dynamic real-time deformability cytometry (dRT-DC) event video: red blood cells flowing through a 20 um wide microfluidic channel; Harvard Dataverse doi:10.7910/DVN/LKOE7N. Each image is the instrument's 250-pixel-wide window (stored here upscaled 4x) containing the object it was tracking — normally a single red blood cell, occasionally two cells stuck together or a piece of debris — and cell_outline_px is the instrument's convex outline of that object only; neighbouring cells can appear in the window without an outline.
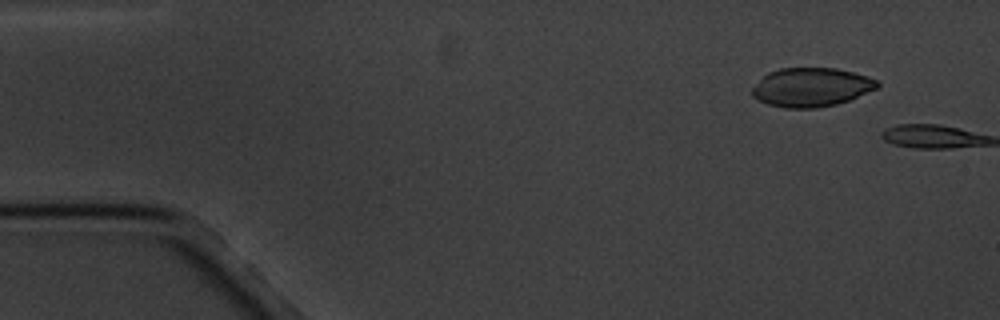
{"species": "common noctule bat (a hibernating species)", "species_latin": "Nyctalus noctula", "temperature_condition": "cold", "stored_images_in_passage": 2, "camera_frame_rate_fps": 3000, "um_per_image_px": 0.085, "animal": {"sex": "male", "body_mass_g": 20.1, "forearm_length_mm": 53.5}, "frame": {"image": 1, "passage_image": 1, "time_ms": 0.0, "image_size_px": [1000, 320], "cell_outline_px": [[880, 84], [876, 88], [848, 100], [836, 104], [816, 108], [784, 108], [768, 104], [752, 96], [752, 88], [768, 72], [780, 68], [836, 68], [868, 76], [880, 80]], "centroid_in_image_um": [68.96, 7.41], "position_along_channel_um": 16.0, "area_um2": 28.21}}